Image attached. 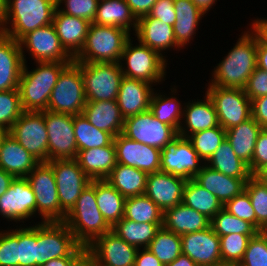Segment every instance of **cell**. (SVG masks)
Listing matches in <instances>:
<instances>
[{"instance_id": "9a60e30c", "label": "cell", "mask_w": 267, "mask_h": 266, "mask_svg": "<svg viewBox=\"0 0 267 266\" xmlns=\"http://www.w3.org/2000/svg\"><path fill=\"white\" fill-rule=\"evenodd\" d=\"M48 133V161L76 159L78 154L75 140L74 115L53 111H42Z\"/></svg>"}, {"instance_id": "7402d4cb", "label": "cell", "mask_w": 267, "mask_h": 266, "mask_svg": "<svg viewBox=\"0 0 267 266\" xmlns=\"http://www.w3.org/2000/svg\"><path fill=\"white\" fill-rule=\"evenodd\" d=\"M186 179L162 171L149 173L145 195L163 212L182 203Z\"/></svg>"}, {"instance_id": "e575fe53", "label": "cell", "mask_w": 267, "mask_h": 266, "mask_svg": "<svg viewBox=\"0 0 267 266\" xmlns=\"http://www.w3.org/2000/svg\"><path fill=\"white\" fill-rule=\"evenodd\" d=\"M262 127L251 117L247 121L226 130V139L237 157L251 163L256 140Z\"/></svg>"}, {"instance_id": "8992f818", "label": "cell", "mask_w": 267, "mask_h": 266, "mask_svg": "<svg viewBox=\"0 0 267 266\" xmlns=\"http://www.w3.org/2000/svg\"><path fill=\"white\" fill-rule=\"evenodd\" d=\"M38 266L62 257H87V248L80 245L64 222L37 224Z\"/></svg>"}, {"instance_id": "277c9868", "label": "cell", "mask_w": 267, "mask_h": 266, "mask_svg": "<svg viewBox=\"0 0 267 266\" xmlns=\"http://www.w3.org/2000/svg\"><path fill=\"white\" fill-rule=\"evenodd\" d=\"M63 222L71 230L76 241L84 247L89 246L97 237L112 231L97 205L95 180H91L82 191Z\"/></svg>"}, {"instance_id": "484cf974", "label": "cell", "mask_w": 267, "mask_h": 266, "mask_svg": "<svg viewBox=\"0 0 267 266\" xmlns=\"http://www.w3.org/2000/svg\"><path fill=\"white\" fill-rule=\"evenodd\" d=\"M135 35L143 45L150 47L162 55L168 48H180L174 36L173 26L160 21L149 14L137 19Z\"/></svg>"}, {"instance_id": "d590c367", "label": "cell", "mask_w": 267, "mask_h": 266, "mask_svg": "<svg viewBox=\"0 0 267 266\" xmlns=\"http://www.w3.org/2000/svg\"><path fill=\"white\" fill-rule=\"evenodd\" d=\"M176 20L173 26L177 45L181 48L195 34L198 22L204 13L191 0H174Z\"/></svg>"}, {"instance_id": "9c48e42d", "label": "cell", "mask_w": 267, "mask_h": 266, "mask_svg": "<svg viewBox=\"0 0 267 266\" xmlns=\"http://www.w3.org/2000/svg\"><path fill=\"white\" fill-rule=\"evenodd\" d=\"M131 39L126 42L121 60H126L127 68L119 62L123 76L145 81L149 84L161 82L165 77L166 59L157 51L139 42L132 46Z\"/></svg>"}, {"instance_id": "6f0895ef", "label": "cell", "mask_w": 267, "mask_h": 266, "mask_svg": "<svg viewBox=\"0 0 267 266\" xmlns=\"http://www.w3.org/2000/svg\"><path fill=\"white\" fill-rule=\"evenodd\" d=\"M243 90L251 101L260 96L267 95V72L256 68L247 80Z\"/></svg>"}, {"instance_id": "5bb4252c", "label": "cell", "mask_w": 267, "mask_h": 266, "mask_svg": "<svg viewBox=\"0 0 267 266\" xmlns=\"http://www.w3.org/2000/svg\"><path fill=\"white\" fill-rule=\"evenodd\" d=\"M87 248V266H134L138 248L112 231L97 237Z\"/></svg>"}, {"instance_id": "e0dca14e", "label": "cell", "mask_w": 267, "mask_h": 266, "mask_svg": "<svg viewBox=\"0 0 267 266\" xmlns=\"http://www.w3.org/2000/svg\"><path fill=\"white\" fill-rule=\"evenodd\" d=\"M200 161L192 143L180 135L161 150V171L186 180L193 179L201 171Z\"/></svg>"}, {"instance_id": "be15d7a7", "label": "cell", "mask_w": 267, "mask_h": 266, "mask_svg": "<svg viewBox=\"0 0 267 266\" xmlns=\"http://www.w3.org/2000/svg\"><path fill=\"white\" fill-rule=\"evenodd\" d=\"M138 248L134 266H165L151 251L143 248L142 252ZM140 251V252H139Z\"/></svg>"}, {"instance_id": "6125c7cd", "label": "cell", "mask_w": 267, "mask_h": 266, "mask_svg": "<svg viewBox=\"0 0 267 266\" xmlns=\"http://www.w3.org/2000/svg\"><path fill=\"white\" fill-rule=\"evenodd\" d=\"M257 68L267 72V36L258 28Z\"/></svg>"}, {"instance_id": "7dc6e473", "label": "cell", "mask_w": 267, "mask_h": 266, "mask_svg": "<svg viewBox=\"0 0 267 266\" xmlns=\"http://www.w3.org/2000/svg\"><path fill=\"white\" fill-rule=\"evenodd\" d=\"M210 226L219 237L229 234L256 235L259 232L252 224L239 219L224 208L211 219Z\"/></svg>"}, {"instance_id": "1f68e13d", "label": "cell", "mask_w": 267, "mask_h": 266, "mask_svg": "<svg viewBox=\"0 0 267 266\" xmlns=\"http://www.w3.org/2000/svg\"><path fill=\"white\" fill-rule=\"evenodd\" d=\"M205 100H197L192 103H187L183 109V116L185 117V123L187 130L181 125L178 130V135L188 138L190 135L214 128L219 124L217 112L214 104L209 96L206 94ZM203 101V102H202ZM189 129V130H188Z\"/></svg>"}, {"instance_id": "7c38bea8", "label": "cell", "mask_w": 267, "mask_h": 266, "mask_svg": "<svg viewBox=\"0 0 267 266\" xmlns=\"http://www.w3.org/2000/svg\"><path fill=\"white\" fill-rule=\"evenodd\" d=\"M9 134L39 162H48V133L43 112L23 111Z\"/></svg>"}, {"instance_id": "60d3db41", "label": "cell", "mask_w": 267, "mask_h": 266, "mask_svg": "<svg viewBox=\"0 0 267 266\" xmlns=\"http://www.w3.org/2000/svg\"><path fill=\"white\" fill-rule=\"evenodd\" d=\"M73 127L78 151L105 147L114 141L112 134L94 127L83 113L74 115Z\"/></svg>"}, {"instance_id": "ffe728a7", "label": "cell", "mask_w": 267, "mask_h": 266, "mask_svg": "<svg viewBox=\"0 0 267 266\" xmlns=\"http://www.w3.org/2000/svg\"><path fill=\"white\" fill-rule=\"evenodd\" d=\"M36 212V197L26 177L14 178L8 190L0 197V215L20 221Z\"/></svg>"}, {"instance_id": "ac0fdd59", "label": "cell", "mask_w": 267, "mask_h": 266, "mask_svg": "<svg viewBox=\"0 0 267 266\" xmlns=\"http://www.w3.org/2000/svg\"><path fill=\"white\" fill-rule=\"evenodd\" d=\"M18 42L21 51L24 53L23 48L26 46L36 63L74 60L62 47L53 23L27 33Z\"/></svg>"}, {"instance_id": "603a6c76", "label": "cell", "mask_w": 267, "mask_h": 266, "mask_svg": "<svg viewBox=\"0 0 267 266\" xmlns=\"http://www.w3.org/2000/svg\"><path fill=\"white\" fill-rule=\"evenodd\" d=\"M25 61L19 42L0 32V91L18 89Z\"/></svg>"}, {"instance_id": "ab89813d", "label": "cell", "mask_w": 267, "mask_h": 266, "mask_svg": "<svg viewBox=\"0 0 267 266\" xmlns=\"http://www.w3.org/2000/svg\"><path fill=\"white\" fill-rule=\"evenodd\" d=\"M162 224L137 223L122 218L112 227V232L128 244L147 248Z\"/></svg>"}, {"instance_id": "7a4b0ae2", "label": "cell", "mask_w": 267, "mask_h": 266, "mask_svg": "<svg viewBox=\"0 0 267 266\" xmlns=\"http://www.w3.org/2000/svg\"><path fill=\"white\" fill-rule=\"evenodd\" d=\"M71 62H37L32 71L24 63L18 90L23 111L42 112L48 109L52 90L61 71Z\"/></svg>"}, {"instance_id": "94428289", "label": "cell", "mask_w": 267, "mask_h": 266, "mask_svg": "<svg viewBox=\"0 0 267 266\" xmlns=\"http://www.w3.org/2000/svg\"><path fill=\"white\" fill-rule=\"evenodd\" d=\"M136 19L148 15L157 0H125Z\"/></svg>"}, {"instance_id": "c3c4849f", "label": "cell", "mask_w": 267, "mask_h": 266, "mask_svg": "<svg viewBox=\"0 0 267 266\" xmlns=\"http://www.w3.org/2000/svg\"><path fill=\"white\" fill-rule=\"evenodd\" d=\"M254 236L229 234L219 237L222 265H239L244 257L249 240Z\"/></svg>"}, {"instance_id": "753ad0ef", "label": "cell", "mask_w": 267, "mask_h": 266, "mask_svg": "<svg viewBox=\"0 0 267 266\" xmlns=\"http://www.w3.org/2000/svg\"><path fill=\"white\" fill-rule=\"evenodd\" d=\"M260 176L267 181V169Z\"/></svg>"}, {"instance_id": "f907efd6", "label": "cell", "mask_w": 267, "mask_h": 266, "mask_svg": "<svg viewBox=\"0 0 267 266\" xmlns=\"http://www.w3.org/2000/svg\"><path fill=\"white\" fill-rule=\"evenodd\" d=\"M23 112L18 89L0 91V128L9 131Z\"/></svg>"}, {"instance_id": "681fc988", "label": "cell", "mask_w": 267, "mask_h": 266, "mask_svg": "<svg viewBox=\"0 0 267 266\" xmlns=\"http://www.w3.org/2000/svg\"><path fill=\"white\" fill-rule=\"evenodd\" d=\"M19 266H38L37 225L18 229Z\"/></svg>"}, {"instance_id": "30bf717a", "label": "cell", "mask_w": 267, "mask_h": 266, "mask_svg": "<svg viewBox=\"0 0 267 266\" xmlns=\"http://www.w3.org/2000/svg\"><path fill=\"white\" fill-rule=\"evenodd\" d=\"M26 178L36 197V211H39L44 222H63L66 214L61 210L51 165L40 162Z\"/></svg>"}, {"instance_id": "2e32d148", "label": "cell", "mask_w": 267, "mask_h": 266, "mask_svg": "<svg viewBox=\"0 0 267 266\" xmlns=\"http://www.w3.org/2000/svg\"><path fill=\"white\" fill-rule=\"evenodd\" d=\"M122 134L127 138L160 150L178 136V132L153 116L150 110L125 118Z\"/></svg>"}, {"instance_id": "44dd1931", "label": "cell", "mask_w": 267, "mask_h": 266, "mask_svg": "<svg viewBox=\"0 0 267 266\" xmlns=\"http://www.w3.org/2000/svg\"><path fill=\"white\" fill-rule=\"evenodd\" d=\"M182 254L198 266L222 265L220 238L212 227L181 235Z\"/></svg>"}, {"instance_id": "03108f58", "label": "cell", "mask_w": 267, "mask_h": 266, "mask_svg": "<svg viewBox=\"0 0 267 266\" xmlns=\"http://www.w3.org/2000/svg\"><path fill=\"white\" fill-rule=\"evenodd\" d=\"M14 176L0 168V197L8 190Z\"/></svg>"}, {"instance_id": "680465c9", "label": "cell", "mask_w": 267, "mask_h": 266, "mask_svg": "<svg viewBox=\"0 0 267 266\" xmlns=\"http://www.w3.org/2000/svg\"><path fill=\"white\" fill-rule=\"evenodd\" d=\"M149 15L166 24L174 26L176 12L174 10V0H157L153 5Z\"/></svg>"}, {"instance_id": "003e7915", "label": "cell", "mask_w": 267, "mask_h": 266, "mask_svg": "<svg viewBox=\"0 0 267 266\" xmlns=\"http://www.w3.org/2000/svg\"><path fill=\"white\" fill-rule=\"evenodd\" d=\"M165 266H198L192 259L185 254H180L174 261Z\"/></svg>"}, {"instance_id": "d4e9b609", "label": "cell", "mask_w": 267, "mask_h": 266, "mask_svg": "<svg viewBox=\"0 0 267 266\" xmlns=\"http://www.w3.org/2000/svg\"><path fill=\"white\" fill-rule=\"evenodd\" d=\"M152 84L123 76L117 95V104L124 118L149 110Z\"/></svg>"}, {"instance_id": "8c879c8a", "label": "cell", "mask_w": 267, "mask_h": 266, "mask_svg": "<svg viewBox=\"0 0 267 266\" xmlns=\"http://www.w3.org/2000/svg\"><path fill=\"white\" fill-rule=\"evenodd\" d=\"M9 133V131L1 129L0 128V148H1V144L5 138V136Z\"/></svg>"}, {"instance_id": "8fae6325", "label": "cell", "mask_w": 267, "mask_h": 266, "mask_svg": "<svg viewBox=\"0 0 267 266\" xmlns=\"http://www.w3.org/2000/svg\"><path fill=\"white\" fill-rule=\"evenodd\" d=\"M206 94L212 100L220 126L228 130L252 117L251 100L243 89L208 86Z\"/></svg>"}, {"instance_id": "d6986e66", "label": "cell", "mask_w": 267, "mask_h": 266, "mask_svg": "<svg viewBox=\"0 0 267 266\" xmlns=\"http://www.w3.org/2000/svg\"><path fill=\"white\" fill-rule=\"evenodd\" d=\"M117 163L134 167L146 173L161 171V150L124 136L114 137Z\"/></svg>"}, {"instance_id": "ee69618b", "label": "cell", "mask_w": 267, "mask_h": 266, "mask_svg": "<svg viewBox=\"0 0 267 266\" xmlns=\"http://www.w3.org/2000/svg\"><path fill=\"white\" fill-rule=\"evenodd\" d=\"M153 91L150 100L149 110L153 116L160 122L172 126L177 132L181 126V117H183V110L181 104L176 97H168L157 94Z\"/></svg>"}, {"instance_id": "89a4df30", "label": "cell", "mask_w": 267, "mask_h": 266, "mask_svg": "<svg viewBox=\"0 0 267 266\" xmlns=\"http://www.w3.org/2000/svg\"><path fill=\"white\" fill-rule=\"evenodd\" d=\"M253 23L267 36V19H256Z\"/></svg>"}, {"instance_id": "11a10c76", "label": "cell", "mask_w": 267, "mask_h": 266, "mask_svg": "<svg viewBox=\"0 0 267 266\" xmlns=\"http://www.w3.org/2000/svg\"><path fill=\"white\" fill-rule=\"evenodd\" d=\"M62 1L66 3V9L59 8L61 3H63ZM98 2V0H56L57 8L61 12L70 16L86 19L91 23L95 18Z\"/></svg>"}, {"instance_id": "4316f807", "label": "cell", "mask_w": 267, "mask_h": 266, "mask_svg": "<svg viewBox=\"0 0 267 266\" xmlns=\"http://www.w3.org/2000/svg\"><path fill=\"white\" fill-rule=\"evenodd\" d=\"M40 162L24 149L9 133L5 136L0 148V168L15 178L27 175Z\"/></svg>"}, {"instance_id": "2644e50d", "label": "cell", "mask_w": 267, "mask_h": 266, "mask_svg": "<svg viewBox=\"0 0 267 266\" xmlns=\"http://www.w3.org/2000/svg\"><path fill=\"white\" fill-rule=\"evenodd\" d=\"M6 13V0H0V27L3 24Z\"/></svg>"}, {"instance_id": "4dcf8cb0", "label": "cell", "mask_w": 267, "mask_h": 266, "mask_svg": "<svg viewBox=\"0 0 267 266\" xmlns=\"http://www.w3.org/2000/svg\"><path fill=\"white\" fill-rule=\"evenodd\" d=\"M76 160L91 180L106 179L117 164L114 143L105 147L80 150Z\"/></svg>"}, {"instance_id": "ba28073f", "label": "cell", "mask_w": 267, "mask_h": 266, "mask_svg": "<svg viewBox=\"0 0 267 266\" xmlns=\"http://www.w3.org/2000/svg\"><path fill=\"white\" fill-rule=\"evenodd\" d=\"M87 101L116 100L123 73L119 63H79Z\"/></svg>"}, {"instance_id": "836d02e7", "label": "cell", "mask_w": 267, "mask_h": 266, "mask_svg": "<svg viewBox=\"0 0 267 266\" xmlns=\"http://www.w3.org/2000/svg\"><path fill=\"white\" fill-rule=\"evenodd\" d=\"M133 22V23H132ZM92 23L136 31L137 19L125 0H100Z\"/></svg>"}, {"instance_id": "8d00e7d4", "label": "cell", "mask_w": 267, "mask_h": 266, "mask_svg": "<svg viewBox=\"0 0 267 266\" xmlns=\"http://www.w3.org/2000/svg\"><path fill=\"white\" fill-rule=\"evenodd\" d=\"M97 205L106 222L113 227L124 217L125 197L107 180H95Z\"/></svg>"}, {"instance_id": "9f6ffc18", "label": "cell", "mask_w": 267, "mask_h": 266, "mask_svg": "<svg viewBox=\"0 0 267 266\" xmlns=\"http://www.w3.org/2000/svg\"><path fill=\"white\" fill-rule=\"evenodd\" d=\"M252 175H261L267 169V128L259 132L251 163L248 165Z\"/></svg>"}, {"instance_id": "a7ac6f4b", "label": "cell", "mask_w": 267, "mask_h": 266, "mask_svg": "<svg viewBox=\"0 0 267 266\" xmlns=\"http://www.w3.org/2000/svg\"><path fill=\"white\" fill-rule=\"evenodd\" d=\"M204 14L214 5L216 0H191Z\"/></svg>"}, {"instance_id": "83f0119b", "label": "cell", "mask_w": 267, "mask_h": 266, "mask_svg": "<svg viewBox=\"0 0 267 266\" xmlns=\"http://www.w3.org/2000/svg\"><path fill=\"white\" fill-rule=\"evenodd\" d=\"M83 115L99 130L114 137L123 132L125 118L122 116L116 100L87 101Z\"/></svg>"}, {"instance_id": "52a82bcc", "label": "cell", "mask_w": 267, "mask_h": 266, "mask_svg": "<svg viewBox=\"0 0 267 266\" xmlns=\"http://www.w3.org/2000/svg\"><path fill=\"white\" fill-rule=\"evenodd\" d=\"M87 103L79 62L72 61L60 73L48 103V111L77 115Z\"/></svg>"}, {"instance_id": "cb8c5ba5", "label": "cell", "mask_w": 267, "mask_h": 266, "mask_svg": "<svg viewBox=\"0 0 267 266\" xmlns=\"http://www.w3.org/2000/svg\"><path fill=\"white\" fill-rule=\"evenodd\" d=\"M91 22L80 17L67 15L56 8L53 25L60 43L74 59L83 48Z\"/></svg>"}, {"instance_id": "db71d44e", "label": "cell", "mask_w": 267, "mask_h": 266, "mask_svg": "<svg viewBox=\"0 0 267 266\" xmlns=\"http://www.w3.org/2000/svg\"><path fill=\"white\" fill-rule=\"evenodd\" d=\"M0 266H19L18 229L0 232Z\"/></svg>"}, {"instance_id": "4fadbf2b", "label": "cell", "mask_w": 267, "mask_h": 266, "mask_svg": "<svg viewBox=\"0 0 267 266\" xmlns=\"http://www.w3.org/2000/svg\"><path fill=\"white\" fill-rule=\"evenodd\" d=\"M48 163L55 176L61 210L67 215L91 179L84 173L76 159H55Z\"/></svg>"}, {"instance_id": "f546056e", "label": "cell", "mask_w": 267, "mask_h": 266, "mask_svg": "<svg viewBox=\"0 0 267 266\" xmlns=\"http://www.w3.org/2000/svg\"><path fill=\"white\" fill-rule=\"evenodd\" d=\"M211 220L200 212L180 203L163 212L162 227L178 235L193 233L210 227Z\"/></svg>"}, {"instance_id": "bcb514c9", "label": "cell", "mask_w": 267, "mask_h": 266, "mask_svg": "<svg viewBox=\"0 0 267 266\" xmlns=\"http://www.w3.org/2000/svg\"><path fill=\"white\" fill-rule=\"evenodd\" d=\"M198 156L204 161L209 160L212 154L219 148L220 144L226 139V130L220 125L196 132L187 138Z\"/></svg>"}, {"instance_id": "b9f144b4", "label": "cell", "mask_w": 267, "mask_h": 266, "mask_svg": "<svg viewBox=\"0 0 267 266\" xmlns=\"http://www.w3.org/2000/svg\"><path fill=\"white\" fill-rule=\"evenodd\" d=\"M123 218L137 223L163 224V211L143 194L125 199Z\"/></svg>"}, {"instance_id": "e7e4bbea", "label": "cell", "mask_w": 267, "mask_h": 266, "mask_svg": "<svg viewBox=\"0 0 267 266\" xmlns=\"http://www.w3.org/2000/svg\"><path fill=\"white\" fill-rule=\"evenodd\" d=\"M42 266H87V257H62L45 262Z\"/></svg>"}, {"instance_id": "5b68a950", "label": "cell", "mask_w": 267, "mask_h": 266, "mask_svg": "<svg viewBox=\"0 0 267 266\" xmlns=\"http://www.w3.org/2000/svg\"><path fill=\"white\" fill-rule=\"evenodd\" d=\"M130 32L116 26L91 23L86 41L74 58L79 63H119Z\"/></svg>"}, {"instance_id": "f35d334b", "label": "cell", "mask_w": 267, "mask_h": 266, "mask_svg": "<svg viewBox=\"0 0 267 266\" xmlns=\"http://www.w3.org/2000/svg\"><path fill=\"white\" fill-rule=\"evenodd\" d=\"M182 203L200 212L210 220L223 208L220 200L200 186L194 179L186 181Z\"/></svg>"}, {"instance_id": "d6a6232c", "label": "cell", "mask_w": 267, "mask_h": 266, "mask_svg": "<svg viewBox=\"0 0 267 266\" xmlns=\"http://www.w3.org/2000/svg\"><path fill=\"white\" fill-rule=\"evenodd\" d=\"M148 173L117 163L107 180L125 198L145 194Z\"/></svg>"}, {"instance_id": "816d5d0a", "label": "cell", "mask_w": 267, "mask_h": 266, "mask_svg": "<svg viewBox=\"0 0 267 266\" xmlns=\"http://www.w3.org/2000/svg\"><path fill=\"white\" fill-rule=\"evenodd\" d=\"M240 266H267V234L258 232L247 245Z\"/></svg>"}, {"instance_id": "91938a15", "label": "cell", "mask_w": 267, "mask_h": 266, "mask_svg": "<svg viewBox=\"0 0 267 266\" xmlns=\"http://www.w3.org/2000/svg\"><path fill=\"white\" fill-rule=\"evenodd\" d=\"M252 118L262 127L267 128V95L251 101Z\"/></svg>"}, {"instance_id": "f1b7e54d", "label": "cell", "mask_w": 267, "mask_h": 266, "mask_svg": "<svg viewBox=\"0 0 267 266\" xmlns=\"http://www.w3.org/2000/svg\"><path fill=\"white\" fill-rule=\"evenodd\" d=\"M193 179L200 186L214 194L223 205L236 195H239L246 184L243 179L227 176L211 169L207 164L203 165L201 171Z\"/></svg>"}, {"instance_id": "3957f363", "label": "cell", "mask_w": 267, "mask_h": 266, "mask_svg": "<svg viewBox=\"0 0 267 266\" xmlns=\"http://www.w3.org/2000/svg\"><path fill=\"white\" fill-rule=\"evenodd\" d=\"M56 8V0H6L0 32L19 41L27 33L53 23Z\"/></svg>"}, {"instance_id": "74e56055", "label": "cell", "mask_w": 267, "mask_h": 266, "mask_svg": "<svg viewBox=\"0 0 267 266\" xmlns=\"http://www.w3.org/2000/svg\"><path fill=\"white\" fill-rule=\"evenodd\" d=\"M207 162L210 163L207 166L211 169L227 176L241 178L245 182L252 176L248 164L237 157L227 139L220 144Z\"/></svg>"}, {"instance_id": "f5cc1de1", "label": "cell", "mask_w": 267, "mask_h": 266, "mask_svg": "<svg viewBox=\"0 0 267 266\" xmlns=\"http://www.w3.org/2000/svg\"><path fill=\"white\" fill-rule=\"evenodd\" d=\"M223 208L239 219L245 220L252 224L257 229V220L255 211L248 193L243 190L239 195H236L232 200L227 201Z\"/></svg>"}, {"instance_id": "7bdbcfd3", "label": "cell", "mask_w": 267, "mask_h": 266, "mask_svg": "<svg viewBox=\"0 0 267 266\" xmlns=\"http://www.w3.org/2000/svg\"><path fill=\"white\" fill-rule=\"evenodd\" d=\"M147 249L167 265L182 254L181 236L161 227Z\"/></svg>"}, {"instance_id": "6da1fadb", "label": "cell", "mask_w": 267, "mask_h": 266, "mask_svg": "<svg viewBox=\"0 0 267 266\" xmlns=\"http://www.w3.org/2000/svg\"><path fill=\"white\" fill-rule=\"evenodd\" d=\"M253 32L247 31L213 71L209 86L243 89L257 68L258 27L252 23ZM250 33V34H249Z\"/></svg>"}, {"instance_id": "f6af8a7d", "label": "cell", "mask_w": 267, "mask_h": 266, "mask_svg": "<svg viewBox=\"0 0 267 266\" xmlns=\"http://www.w3.org/2000/svg\"><path fill=\"white\" fill-rule=\"evenodd\" d=\"M257 220L259 232L267 225V181L260 175H252L245 184Z\"/></svg>"}, {"instance_id": "34e18365", "label": "cell", "mask_w": 267, "mask_h": 266, "mask_svg": "<svg viewBox=\"0 0 267 266\" xmlns=\"http://www.w3.org/2000/svg\"><path fill=\"white\" fill-rule=\"evenodd\" d=\"M261 232L267 234V225L262 229Z\"/></svg>"}]
</instances>
